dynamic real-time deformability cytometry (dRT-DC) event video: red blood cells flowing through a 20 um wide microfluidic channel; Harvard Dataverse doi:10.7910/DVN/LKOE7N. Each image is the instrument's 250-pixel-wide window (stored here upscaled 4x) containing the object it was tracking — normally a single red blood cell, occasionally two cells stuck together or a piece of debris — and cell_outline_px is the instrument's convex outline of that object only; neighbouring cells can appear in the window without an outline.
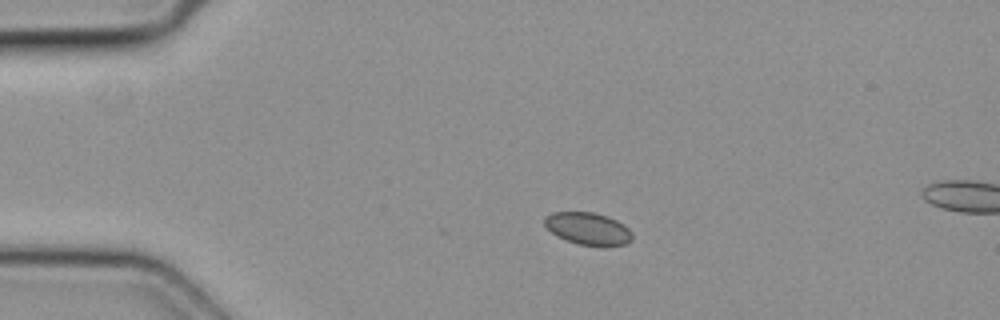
{"species": "common noctule bat (a hibernating species)", "species_latin": "Nyctalus noctula", "temperature_condition": "cold", "stored_images_in_passage": 14, "camera_frame_rate_fps": 3000, "um_per_image_px": 0.085, "animal": {"sex": "female", "body_mass_g": 19.3, "forearm_length_mm": 54.1}, "frame": {"image": 1, "passage_image": 10, "time_ms": 3.0, "image_size_px": [1000, 320], "cell_outline_px": [[632, 240], [624, 244], [604, 248], [576, 244], [556, 236], [544, 224], [544, 216], [552, 212], [592, 212], [608, 216], [624, 224], [632, 232]], "centroid_in_image_um": [50.0, 19.46], "position_along_channel_um": 35.0, "area_um2": 16.94}}